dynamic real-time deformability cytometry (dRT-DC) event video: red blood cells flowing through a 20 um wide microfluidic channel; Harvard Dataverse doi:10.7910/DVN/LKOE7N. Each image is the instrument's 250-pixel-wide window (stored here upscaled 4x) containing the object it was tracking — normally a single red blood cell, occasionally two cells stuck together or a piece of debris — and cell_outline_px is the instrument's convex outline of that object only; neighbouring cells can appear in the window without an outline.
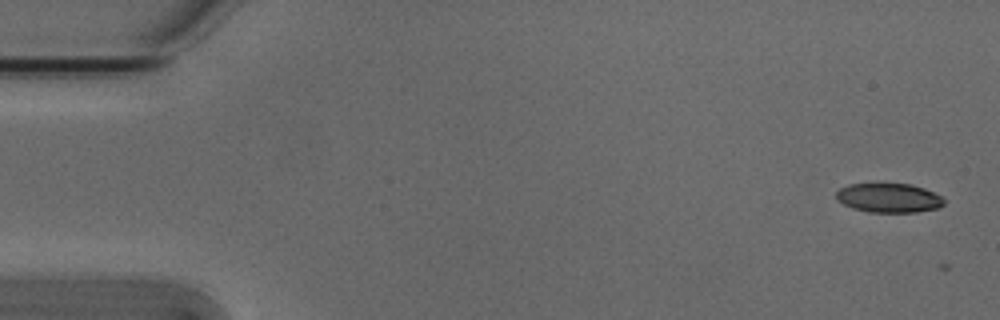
{"species": "Egyptian fruit bat (a non-hibernating species)", "species_latin": "Rousettus aegyptiacus", "temperature_condition": "cold", "stored_images_in_passage": 5, "camera_frame_rate_fps": 3000, "um_per_image_px": 0.085, "animal": {"sex": "male"}, "frame": {"image": 1, "passage_image": 1, "time_ms": 0.0, "image_size_px": [1000, 320], "cell_outline_px": [[944, 204], [940, 208], [916, 212], [868, 212], [852, 208], [836, 200], [836, 192], [840, 188], [848, 184], [912, 184], [924, 188], [940, 196], [944, 200]], "centroid_in_image_um": [75.54, 16.83], "position_along_channel_um": 9.5, "area_um2": 18.38}}